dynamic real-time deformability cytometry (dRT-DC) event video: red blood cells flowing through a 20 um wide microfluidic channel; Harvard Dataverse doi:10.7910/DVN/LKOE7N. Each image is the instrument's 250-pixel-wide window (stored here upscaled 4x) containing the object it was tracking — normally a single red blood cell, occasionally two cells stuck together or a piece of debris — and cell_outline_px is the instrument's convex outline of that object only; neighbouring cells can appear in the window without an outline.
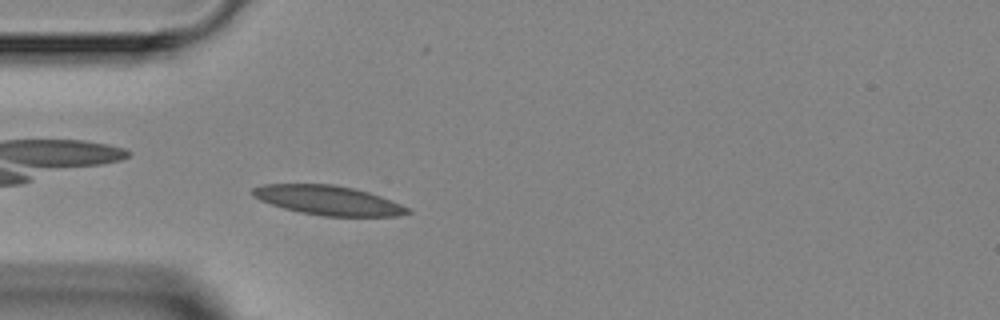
{"species": "Egyptian fruit bat (a non-hibernating species)", "species_latin": "Rousettus aegyptiacus", "temperature_condition": "room temperature", "stored_images_in_passage": 5, "camera_frame_rate_fps": 3000, "um_per_image_px": 0.085, "animal": {"sex": "female"}, "frame": {"image": 1, "passage_image": 5, "time_ms": 4.667, "image_size_px": [1000, 320], "cell_outline_px": [[412, 212], [396, 216], [324, 216], [300, 212], [284, 208], [260, 200], [252, 196], [252, 188], [264, 184], [332, 184], [352, 188], [368, 192], [392, 200], [408, 208]], "centroid_in_image_um": [27.88, 17.02], "position_along_channel_um": 57.1, "area_um2": 26.3}}